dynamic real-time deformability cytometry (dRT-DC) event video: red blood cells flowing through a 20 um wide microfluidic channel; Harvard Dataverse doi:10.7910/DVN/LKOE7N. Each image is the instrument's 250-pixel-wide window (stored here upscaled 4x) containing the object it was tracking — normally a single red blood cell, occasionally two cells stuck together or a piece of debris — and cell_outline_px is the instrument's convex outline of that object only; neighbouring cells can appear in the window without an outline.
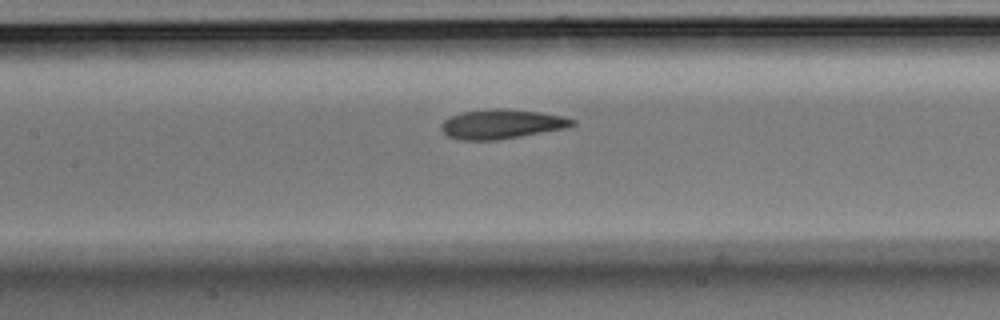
{"species": "Egyptian fruit bat (a non-hibernating species)", "species_latin": "Rousettus aegyptiacus", "temperature_condition": "room temperature", "stored_images_in_passage": 8, "camera_frame_rate_fps": 3000, "um_per_image_px": 0.085, "animal": {"sex": "male"}, "frame": {"image": 1, "passage_image": 7, "time_ms": 2.0, "image_size_px": [1000, 320], "cell_outline_px": [[576, 124], [568, 128], [496, 140], [460, 140], [448, 136], [440, 128], [440, 124], [444, 120], [452, 116], [464, 112], [492, 108], [504, 108], [540, 112], [564, 116], [576, 120]], "centroid_in_image_um": [42.67, 10.54], "position_along_channel_um": 164.7, "area_um2": 22.54}}
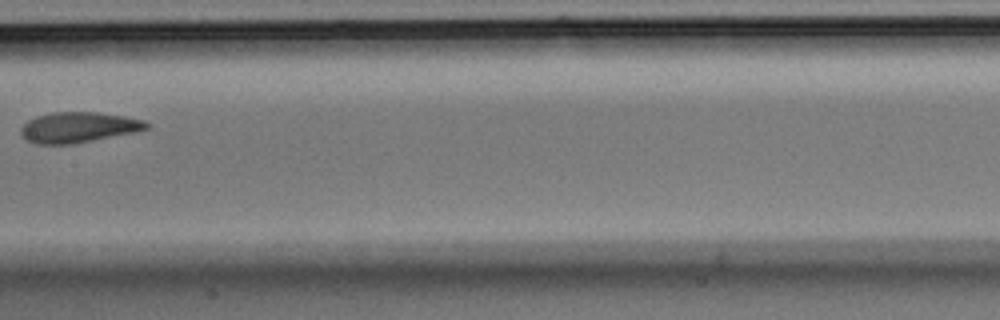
{"frame": {"image": 2, "passage_image": 8, "time_ms": 2.333, "image_size_px": [1000, 320], "cell_outline_px": [[152, 124], [148, 128], [136, 132], [72, 144], [36, 144], [20, 136], [20, 128], [28, 120], [36, 116], [52, 112], [96, 112], [124, 116], [144, 120]], "centroid_in_image_um": [6.66, 10.82], "position_along_channel_um": 200.7, "area_um2": 22.43}}